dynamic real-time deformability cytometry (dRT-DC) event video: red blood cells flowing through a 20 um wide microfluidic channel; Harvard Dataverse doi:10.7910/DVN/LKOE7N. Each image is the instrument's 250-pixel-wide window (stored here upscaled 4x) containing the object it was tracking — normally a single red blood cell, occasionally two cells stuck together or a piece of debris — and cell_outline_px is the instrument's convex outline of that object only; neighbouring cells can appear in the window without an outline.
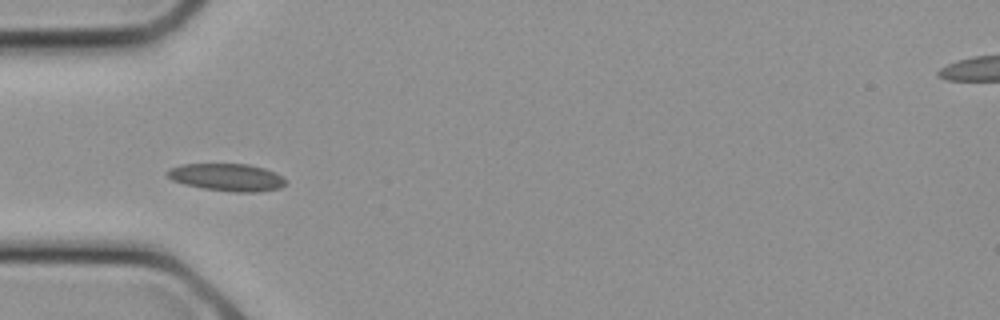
{"species": "common noctule bat (a hibernating species)", "species_latin": "Nyctalus noctula", "temperature_condition": "cold", "stored_images_in_passage": 12, "camera_frame_rate_fps": 3000, "um_per_image_px": 0.085, "animal": {"sex": "female", "body_mass_g": 21.9}, "frame": {"image": 1, "passage_image": 1, "time_ms": 0.0, "image_size_px": [1000, 320], "cell_outline_px": [[288, 180], [280, 188], [260, 192], [236, 192], [200, 188], [184, 184], [172, 180], [164, 172], [168, 168], [180, 164], [248, 164], [264, 168], [276, 172]], "centroid_in_image_um": [19.28, 15.07], "position_along_channel_um": 65.7, "area_um2": 19.19}}
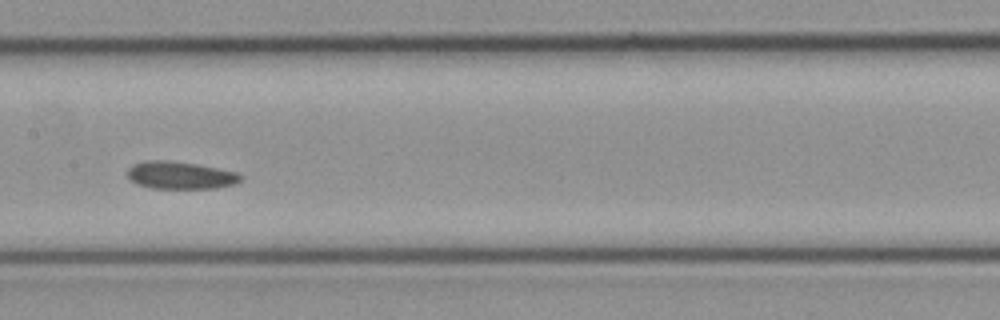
{"frame": {"image": 2, "passage_image": 6, "time_ms": 1.667, "image_size_px": [1000, 320], "cell_outline_px": [[244, 176], [236, 184], [216, 188], [152, 188], [136, 184], [128, 176], [128, 168], [132, 164], [144, 160], [172, 160], [196, 164], [236, 172]], "centroid_in_image_um": [15.32, 14.89], "position_along_channel_um": 192.1, "area_um2": 18.21}}
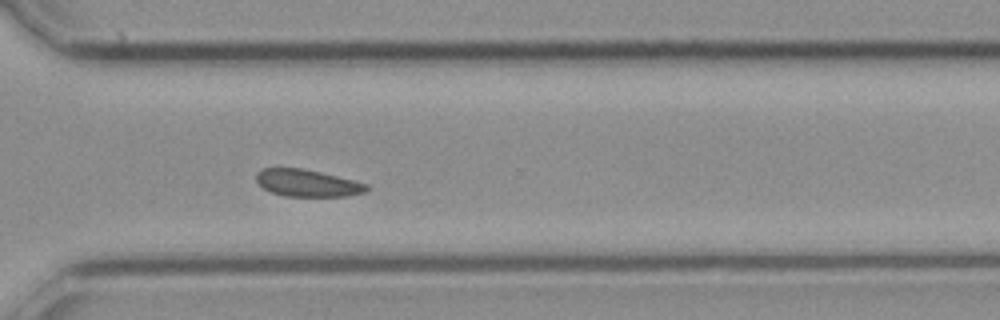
{"frame": {"image": 3, "passage_image": 12, "time_ms": 3.667, "image_size_px": [1000, 320], "cell_outline_px": [[368, 188], [364, 192], [348, 196], [284, 196], [272, 192], [264, 188], [256, 180], [256, 172], [260, 168], [304, 168], [368, 184]], "centroid_in_image_um": [26.09, 15.55], "position_along_channel_um": 344.5, "area_um2": 17.28}}